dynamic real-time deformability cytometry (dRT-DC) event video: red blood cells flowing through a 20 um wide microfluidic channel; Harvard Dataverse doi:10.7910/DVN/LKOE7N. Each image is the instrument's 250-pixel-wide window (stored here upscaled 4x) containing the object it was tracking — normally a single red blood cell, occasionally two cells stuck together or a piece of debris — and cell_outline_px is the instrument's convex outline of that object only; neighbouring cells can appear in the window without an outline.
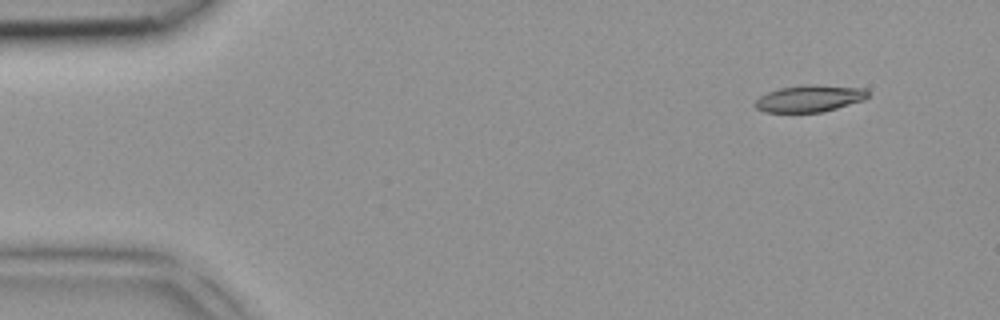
{"species": "common noctule bat (a hibernating species)", "species_latin": "Nyctalus noctula", "temperature_condition": "room temperature", "stored_images_in_passage": 3, "camera_frame_rate_fps": 3000, "um_per_image_px": 0.085, "animal": {"sex": "female", "body_mass_g": 18.4}, "frame": {"image": 1, "passage_image": 1, "time_ms": 0.0, "image_size_px": [1000, 320], "cell_outline_px": [[868, 96], [864, 100], [824, 112], [764, 112], [756, 108], [756, 100], [760, 96], [768, 92], [780, 88], [800, 84], [816, 84], [864, 88], [868, 92]], "centroid_in_image_um": [68.83, 8.36], "position_along_channel_um": 16.2, "area_um2": 17.74}}
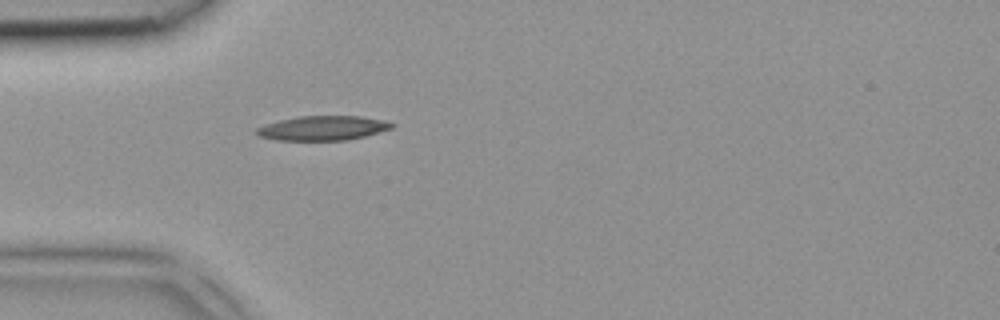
{"frame": {"image": 2, "passage_image": 3, "time_ms": 0.667, "image_size_px": [1000, 320], "cell_outline_px": [[396, 124], [392, 128], [364, 136], [348, 140], [276, 140], [260, 136], [256, 132], [256, 128], [264, 124], [280, 120], [300, 116], [360, 116], [384, 120]], "centroid_in_image_um": [27.44, 10.88], "position_along_channel_um": 57.6, "area_um2": 19.19}}